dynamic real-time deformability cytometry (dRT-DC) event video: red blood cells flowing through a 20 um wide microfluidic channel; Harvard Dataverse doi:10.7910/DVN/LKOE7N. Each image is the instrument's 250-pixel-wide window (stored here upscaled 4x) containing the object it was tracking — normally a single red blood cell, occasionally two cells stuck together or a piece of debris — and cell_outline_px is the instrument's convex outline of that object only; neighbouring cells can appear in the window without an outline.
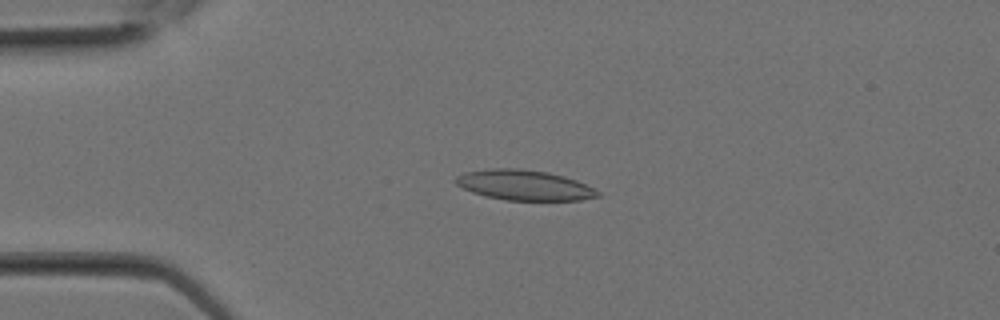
{"species": "Egyptian fruit bat (a non-hibernating species)", "species_latin": "Rousettus aegyptiacus", "temperature_condition": "room temperature", "stored_images_in_passage": 8, "camera_frame_rate_fps": 3000, "um_per_image_px": 0.085, "animal": {"sex": "female"}, "frame": {"image": 1, "passage_image": 5, "time_ms": 1.333, "image_size_px": [1000, 320], "cell_outline_px": [[600, 196], [580, 200], [504, 200], [484, 196], [472, 192], [456, 184], [452, 180], [456, 176], [464, 172], [488, 168], [516, 168], [548, 172], [564, 176], [576, 180], [600, 192]], "centroid_in_image_um": [44.51, 15.73], "position_along_channel_um": 40.5, "area_um2": 25.09}}
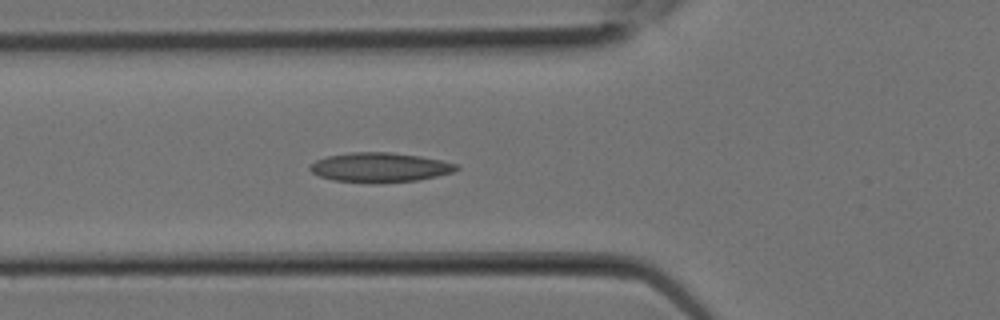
{"frame": {"image": 2, "passage_image": 8, "time_ms": 2.333, "image_size_px": [1000, 320], "cell_outline_px": [[460, 168], [452, 172], [436, 176], [416, 180], [376, 184], [372, 184], [332, 180], [320, 176], [312, 172], [308, 168], [316, 160], [328, 156], [352, 152], [392, 152], [420, 156], [460, 164]], "centroid_in_image_um": [32.3, 14.24], "position_along_channel_um": 93.5, "area_um2": 25.37}}